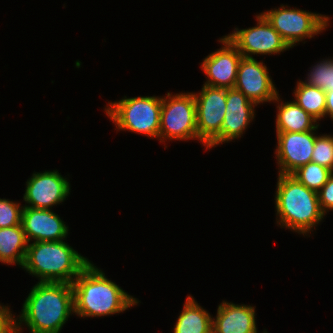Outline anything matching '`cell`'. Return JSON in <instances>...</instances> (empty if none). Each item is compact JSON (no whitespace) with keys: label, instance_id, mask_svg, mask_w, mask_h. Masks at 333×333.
Returning a JSON list of instances; mask_svg holds the SVG:
<instances>
[{"label":"cell","instance_id":"obj_21","mask_svg":"<svg viewBox=\"0 0 333 333\" xmlns=\"http://www.w3.org/2000/svg\"><path fill=\"white\" fill-rule=\"evenodd\" d=\"M333 172L319 164L309 162L299 167L291 175L308 189L318 192Z\"/></svg>","mask_w":333,"mask_h":333},{"label":"cell","instance_id":"obj_6","mask_svg":"<svg viewBox=\"0 0 333 333\" xmlns=\"http://www.w3.org/2000/svg\"><path fill=\"white\" fill-rule=\"evenodd\" d=\"M158 138L160 142H165V139H198L196 103L192 92L176 95L168 92L162 98Z\"/></svg>","mask_w":333,"mask_h":333},{"label":"cell","instance_id":"obj_23","mask_svg":"<svg viewBox=\"0 0 333 333\" xmlns=\"http://www.w3.org/2000/svg\"><path fill=\"white\" fill-rule=\"evenodd\" d=\"M311 162L324 166L333 172V136H316Z\"/></svg>","mask_w":333,"mask_h":333},{"label":"cell","instance_id":"obj_24","mask_svg":"<svg viewBox=\"0 0 333 333\" xmlns=\"http://www.w3.org/2000/svg\"><path fill=\"white\" fill-rule=\"evenodd\" d=\"M22 209L19 203L0 198V228L21 225Z\"/></svg>","mask_w":333,"mask_h":333},{"label":"cell","instance_id":"obj_13","mask_svg":"<svg viewBox=\"0 0 333 333\" xmlns=\"http://www.w3.org/2000/svg\"><path fill=\"white\" fill-rule=\"evenodd\" d=\"M220 42L224 46L205 57L201 64V68L208 78L205 85L226 89L234 88L238 66L243 56L226 36L220 38Z\"/></svg>","mask_w":333,"mask_h":333},{"label":"cell","instance_id":"obj_11","mask_svg":"<svg viewBox=\"0 0 333 333\" xmlns=\"http://www.w3.org/2000/svg\"><path fill=\"white\" fill-rule=\"evenodd\" d=\"M70 194V184L56 170L33 173L26 182L23 207L50 209L64 202Z\"/></svg>","mask_w":333,"mask_h":333},{"label":"cell","instance_id":"obj_1","mask_svg":"<svg viewBox=\"0 0 333 333\" xmlns=\"http://www.w3.org/2000/svg\"><path fill=\"white\" fill-rule=\"evenodd\" d=\"M17 333L21 324L31 333H59L74 313V292L72 284L62 282H38L31 289L23 303Z\"/></svg>","mask_w":333,"mask_h":333},{"label":"cell","instance_id":"obj_17","mask_svg":"<svg viewBox=\"0 0 333 333\" xmlns=\"http://www.w3.org/2000/svg\"><path fill=\"white\" fill-rule=\"evenodd\" d=\"M277 108L276 132H305L315 130L319 126L294 100L281 102Z\"/></svg>","mask_w":333,"mask_h":333},{"label":"cell","instance_id":"obj_19","mask_svg":"<svg viewBox=\"0 0 333 333\" xmlns=\"http://www.w3.org/2000/svg\"><path fill=\"white\" fill-rule=\"evenodd\" d=\"M212 319V316L189 295L173 333H211Z\"/></svg>","mask_w":333,"mask_h":333},{"label":"cell","instance_id":"obj_5","mask_svg":"<svg viewBox=\"0 0 333 333\" xmlns=\"http://www.w3.org/2000/svg\"><path fill=\"white\" fill-rule=\"evenodd\" d=\"M161 109L162 97L125 96L119 101L108 102L105 111L118 129L158 138Z\"/></svg>","mask_w":333,"mask_h":333},{"label":"cell","instance_id":"obj_10","mask_svg":"<svg viewBox=\"0 0 333 333\" xmlns=\"http://www.w3.org/2000/svg\"><path fill=\"white\" fill-rule=\"evenodd\" d=\"M234 88L256 105L280 101L267 67L255 58H241Z\"/></svg>","mask_w":333,"mask_h":333},{"label":"cell","instance_id":"obj_20","mask_svg":"<svg viewBox=\"0 0 333 333\" xmlns=\"http://www.w3.org/2000/svg\"><path fill=\"white\" fill-rule=\"evenodd\" d=\"M294 91V101L316 121L325 117L326 93L324 90L299 81Z\"/></svg>","mask_w":333,"mask_h":333},{"label":"cell","instance_id":"obj_8","mask_svg":"<svg viewBox=\"0 0 333 333\" xmlns=\"http://www.w3.org/2000/svg\"><path fill=\"white\" fill-rule=\"evenodd\" d=\"M196 103L197 133L207 148L221 133L226 110V88L203 85L200 93H193Z\"/></svg>","mask_w":333,"mask_h":333},{"label":"cell","instance_id":"obj_18","mask_svg":"<svg viewBox=\"0 0 333 333\" xmlns=\"http://www.w3.org/2000/svg\"><path fill=\"white\" fill-rule=\"evenodd\" d=\"M28 244L22 225L0 228V262L23 266Z\"/></svg>","mask_w":333,"mask_h":333},{"label":"cell","instance_id":"obj_14","mask_svg":"<svg viewBox=\"0 0 333 333\" xmlns=\"http://www.w3.org/2000/svg\"><path fill=\"white\" fill-rule=\"evenodd\" d=\"M255 103L235 88L226 89V110L220 135L207 147L240 138L243 131L254 119Z\"/></svg>","mask_w":333,"mask_h":333},{"label":"cell","instance_id":"obj_16","mask_svg":"<svg viewBox=\"0 0 333 333\" xmlns=\"http://www.w3.org/2000/svg\"><path fill=\"white\" fill-rule=\"evenodd\" d=\"M255 307L223 301L212 319L214 333H257ZM267 333V331H263Z\"/></svg>","mask_w":333,"mask_h":333},{"label":"cell","instance_id":"obj_7","mask_svg":"<svg viewBox=\"0 0 333 333\" xmlns=\"http://www.w3.org/2000/svg\"><path fill=\"white\" fill-rule=\"evenodd\" d=\"M277 30L290 48L304 38H312L328 27L330 17L305 10L289 9L281 5L278 9H271L261 13Z\"/></svg>","mask_w":333,"mask_h":333},{"label":"cell","instance_id":"obj_3","mask_svg":"<svg viewBox=\"0 0 333 333\" xmlns=\"http://www.w3.org/2000/svg\"><path fill=\"white\" fill-rule=\"evenodd\" d=\"M90 262L63 240L40 241L28 244L22 269L39 282L71 284Z\"/></svg>","mask_w":333,"mask_h":333},{"label":"cell","instance_id":"obj_9","mask_svg":"<svg viewBox=\"0 0 333 333\" xmlns=\"http://www.w3.org/2000/svg\"><path fill=\"white\" fill-rule=\"evenodd\" d=\"M256 19L258 23L255 27L241 30L235 28V32L226 35L243 57L253 58L252 54H277L290 49L262 14L256 15Z\"/></svg>","mask_w":333,"mask_h":333},{"label":"cell","instance_id":"obj_22","mask_svg":"<svg viewBox=\"0 0 333 333\" xmlns=\"http://www.w3.org/2000/svg\"><path fill=\"white\" fill-rule=\"evenodd\" d=\"M312 86H316L325 92L333 90V59H325L314 65L308 74L307 81H303Z\"/></svg>","mask_w":333,"mask_h":333},{"label":"cell","instance_id":"obj_4","mask_svg":"<svg viewBox=\"0 0 333 333\" xmlns=\"http://www.w3.org/2000/svg\"><path fill=\"white\" fill-rule=\"evenodd\" d=\"M275 208L278 225L300 234L310 233L324 219L318 193L308 189L291 174H278Z\"/></svg>","mask_w":333,"mask_h":333},{"label":"cell","instance_id":"obj_27","mask_svg":"<svg viewBox=\"0 0 333 333\" xmlns=\"http://www.w3.org/2000/svg\"><path fill=\"white\" fill-rule=\"evenodd\" d=\"M326 93V108H325V116L329 115L331 119H333V90L327 91Z\"/></svg>","mask_w":333,"mask_h":333},{"label":"cell","instance_id":"obj_26","mask_svg":"<svg viewBox=\"0 0 333 333\" xmlns=\"http://www.w3.org/2000/svg\"><path fill=\"white\" fill-rule=\"evenodd\" d=\"M8 306L0 304V333H17V319L13 317Z\"/></svg>","mask_w":333,"mask_h":333},{"label":"cell","instance_id":"obj_2","mask_svg":"<svg viewBox=\"0 0 333 333\" xmlns=\"http://www.w3.org/2000/svg\"><path fill=\"white\" fill-rule=\"evenodd\" d=\"M74 313L80 317H98L121 313L139 303L91 262L71 283Z\"/></svg>","mask_w":333,"mask_h":333},{"label":"cell","instance_id":"obj_25","mask_svg":"<svg viewBox=\"0 0 333 333\" xmlns=\"http://www.w3.org/2000/svg\"><path fill=\"white\" fill-rule=\"evenodd\" d=\"M319 206L323 214L325 215L327 211L333 210V174L328 178L327 182L323 187L317 192Z\"/></svg>","mask_w":333,"mask_h":333},{"label":"cell","instance_id":"obj_12","mask_svg":"<svg viewBox=\"0 0 333 333\" xmlns=\"http://www.w3.org/2000/svg\"><path fill=\"white\" fill-rule=\"evenodd\" d=\"M276 132V159L278 174H292L299 167L311 162L316 136L313 131Z\"/></svg>","mask_w":333,"mask_h":333},{"label":"cell","instance_id":"obj_15","mask_svg":"<svg viewBox=\"0 0 333 333\" xmlns=\"http://www.w3.org/2000/svg\"><path fill=\"white\" fill-rule=\"evenodd\" d=\"M21 225L27 241H60L68 235V227L51 209L23 207ZM32 238V239H31Z\"/></svg>","mask_w":333,"mask_h":333}]
</instances>
